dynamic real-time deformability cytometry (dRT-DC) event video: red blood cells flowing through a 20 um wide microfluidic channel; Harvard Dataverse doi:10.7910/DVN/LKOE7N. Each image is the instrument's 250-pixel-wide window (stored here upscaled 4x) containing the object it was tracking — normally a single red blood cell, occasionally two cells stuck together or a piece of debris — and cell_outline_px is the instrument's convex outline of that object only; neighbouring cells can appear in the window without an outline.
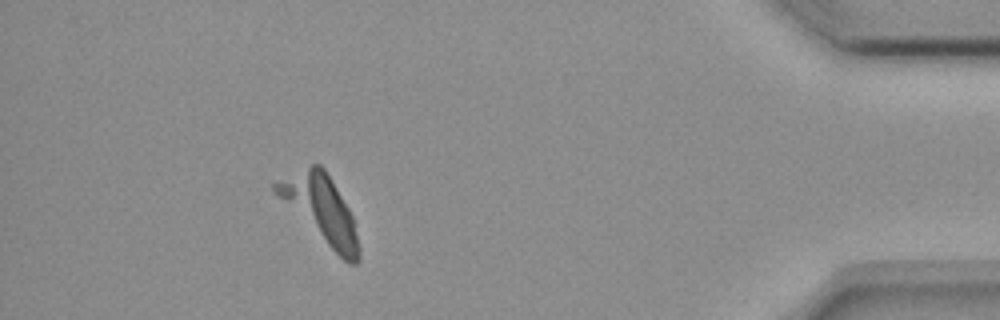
{"species": "common noctule bat (a hibernating species)", "species_latin": "Nyctalus noctula", "temperature_condition": "room temperature", "stored_images_in_passage": 58, "camera_frame_rate_fps": 3000, "um_per_image_px": 0.085, "animal": {"sex": "female", "body_mass_g": 18.4}, "frame": {"image": 1, "passage_image": 53, "time_ms": 17.333, "image_size_px": [1000, 320], "cell_outline_px": [[360, 260], [356, 264], [348, 264], [272, 188], [272, 184], [276, 180], [312, 164], [320, 164], [324, 168], [348, 208], [352, 216], [360, 248]], "centroid_in_image_um": [27.32, 17.75], "position_along_channel_um": 407.9, "area_um2": 30.52}}